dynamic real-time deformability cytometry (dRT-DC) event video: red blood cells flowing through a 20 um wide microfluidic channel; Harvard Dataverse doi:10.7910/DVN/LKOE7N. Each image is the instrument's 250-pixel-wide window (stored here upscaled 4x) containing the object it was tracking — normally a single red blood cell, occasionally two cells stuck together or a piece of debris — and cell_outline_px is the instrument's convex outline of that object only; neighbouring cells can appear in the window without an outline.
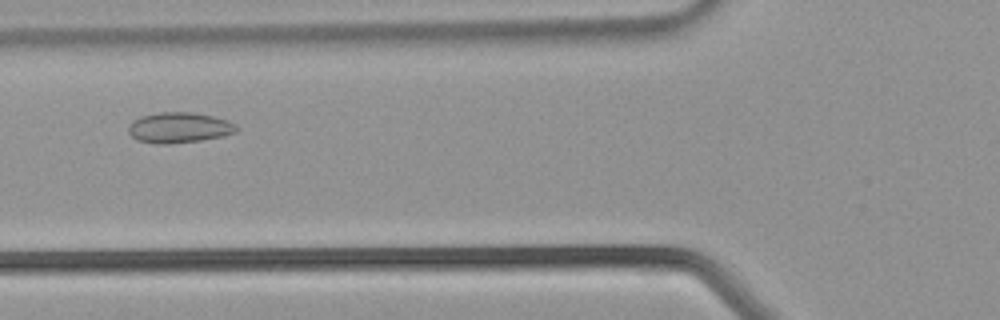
{"species": "common noctule bat (a hibernating species)", "species_latin": "Nyctalus noctula", "temperature_condition": "warm", "stored_images_in_passage": 28, "camera_frame_rate_fps": 3000, "um_per_image_px": 0.085, "animal": {"sex": "male", "body_mass_g": 21.5, "forearm_length_mm": 52.0}, "frame": {"image": 1, "passage_image": 4, "time_ms": 1.0, "image_size_px": [1000, 320], "cell_outline_px": [[240, 128], [236, 132], [224, 136], [200, 140], [168, 144], [156, 144], [136, 140], [128, 132], [128, 124], [132, 120], [140, 116], [160, 112], [192, 112], [212, 116], [228, 120], [236, 124]], "centroid_in_image_um": [15.22, 10.85], "position_along_channel_um": 110.6, "area_um2": 19.48}}
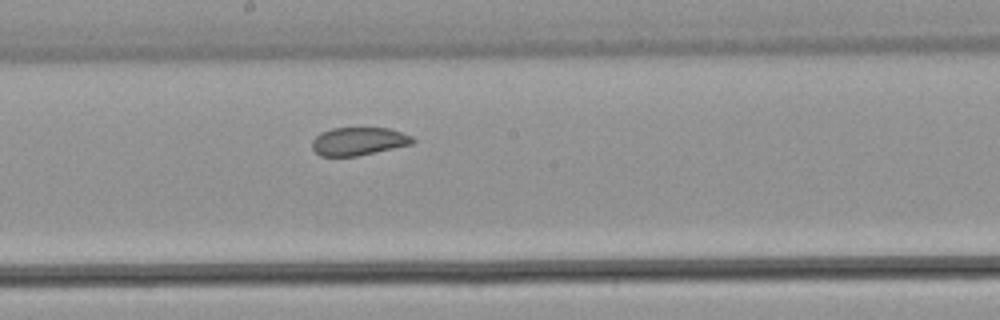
{"frame": {"image": 2, "passage_image": 10, "time_ms": 3.0, "image_size_px": [1000, 320], "cell_outline_px": [[416, 140], [412, 144], [356, 156], [320, 156], [312, 148], [312, 140], [320, 132], [332, 128], [388, 128], [412, 136]], "centroid_in_image_um": [30.46, 12.0], "position_along_channel_um": 217.7, "area_um2": 16.36}}
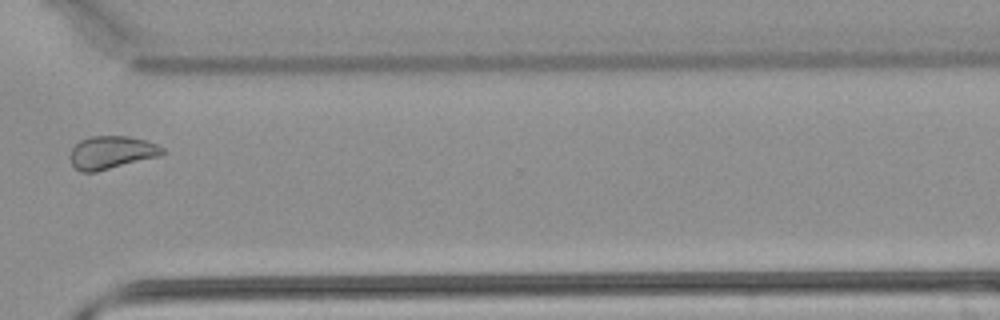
{"frame": {"image": 3, "passage_image": 18, "time_ms": 5.667, "image_size_px": [1000, 320], "cell_outline_px": [[168, 152], [160, 156], [96, 172], [80, 172], [72, 164], [68, 156], [72, 148], [80, 140], [92, 136], [128, 136], [148, 140], [164, 148]], "centroid_in_image_um": [9.5, 12.96], "position_along_channel_um": 361.1, "area_um2": 17.98}}